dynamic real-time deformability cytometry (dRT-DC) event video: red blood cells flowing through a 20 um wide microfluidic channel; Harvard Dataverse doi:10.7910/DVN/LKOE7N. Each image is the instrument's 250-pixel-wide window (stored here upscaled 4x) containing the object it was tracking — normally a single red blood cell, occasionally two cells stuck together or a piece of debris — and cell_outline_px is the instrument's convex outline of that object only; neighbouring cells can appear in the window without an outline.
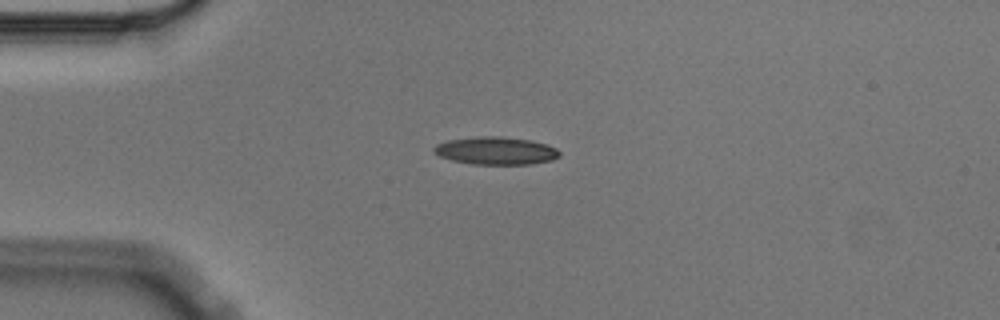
{"species": "Egyptian fruit bat (a non-hibernating species)", "species_latin": "Rousettus aegyptiacus", "temperature_condition": "cold", "stored_images_in_passage": 1, "camera_frame_rate_fps": 3000, "um_per_image_px": 0.085, "animal": {"sex": "male"}, "frame": {"image": 1, "passage_image": 1, "time_ms": 0.0, "image_size_px": [1000, 320], "cell_outline_px": [[560, 156], [552, 160], [528, 164], [472, 164], [452, 160], [440, 156], [432, 152], [432, 148], [436, 144], [448, 140], [480, 136], [500, 136], [532, 140], [548, 144], [556, 148], [560, 152]], "centroid_in_image_um": [42.15, 12.8], "position_along_channel_um": 42.9, "area_um2": 20.4}}